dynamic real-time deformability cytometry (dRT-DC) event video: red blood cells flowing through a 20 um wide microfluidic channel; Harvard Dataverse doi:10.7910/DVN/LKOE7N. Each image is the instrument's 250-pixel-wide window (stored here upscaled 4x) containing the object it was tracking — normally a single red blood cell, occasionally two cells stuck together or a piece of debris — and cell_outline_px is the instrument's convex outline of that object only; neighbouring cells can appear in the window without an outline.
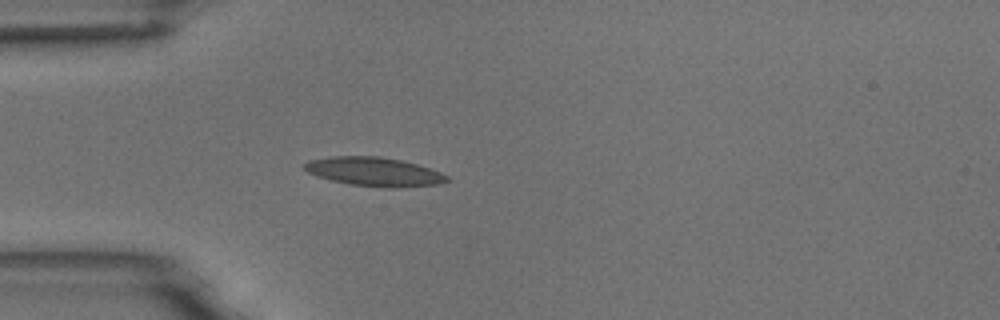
{"species": "common noctule bat (a hibernating species)", "species_latin": "Nyctalus noctula", "temperature_condition": "room temperature", "stored_images_in_passage": 1, "camera_frame_rate_fps": 3000, "um_per_image_px": 0.085, "animal": {"sex": "male", "body_mass_g": 18.8}, "frame": {"image": 1, "passage_image": 1, "time_ms": 0.0, "image_size_px": [1000, 320], "cell_outline_px": [[452, 180], [440, 184], [392, 188], [384, 188], [352, 184], [332, 180], [316, 176], [308, 172], [304, 168], [304, 164], [308, 160], [332, 156], [380, 156], [400, 160], [416, 164], [440, 172], [448, 176]], "centroid_in_image_um": [31.82, 14.59], "position_along_channel_um": 53.2, "area_um2": 23.93}}